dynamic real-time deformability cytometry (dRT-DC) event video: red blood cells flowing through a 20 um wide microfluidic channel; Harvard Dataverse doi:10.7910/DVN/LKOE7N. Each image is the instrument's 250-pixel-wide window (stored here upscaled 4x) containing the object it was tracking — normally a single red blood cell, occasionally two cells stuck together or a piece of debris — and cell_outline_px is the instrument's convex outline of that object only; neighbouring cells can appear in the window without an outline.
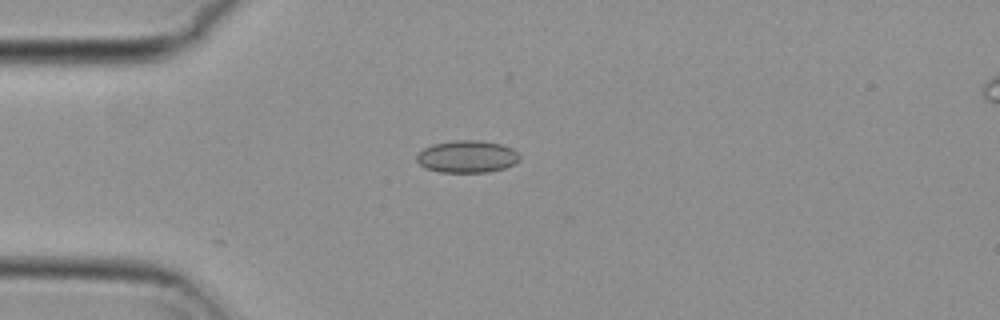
{"species": "common noctule bat (a hibernating species)", "species_latin": "Nyctalus noctula", "temperature_condition": "cold", "stored_images_in_passage": 42, "camera_frame_rate_fps": 3000, "um_per_image_px": 0.085, "animal": {"sex": "female", "body_mass_g": 29.2, "forearm_length_mm": 56.3}, "frame": {"image": 1, "passage_image": 1, "time_ms": 0.0, "image_size_px": [1000, 320], "cell_outline_px": [[520, 160], [516, 164], [504, 168], [488, 172], [440, 172], [424, 168], [416, 160], [416, 156], [424, 148], [432, 144], [456, 140], [480, 140], [500, 144], [512, 148], [520, 156]], "centroid_in_image_um": [39.71, 13.31], "position_along_channel_um": 45.3, "area_um2": 19.42}}
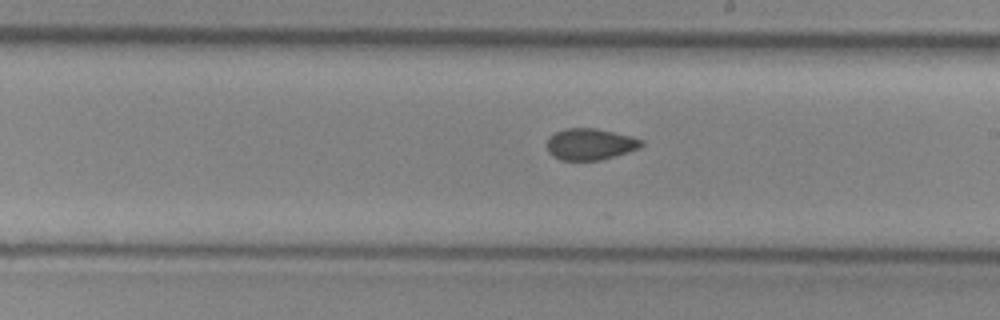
{"frame": {"image": 2, "passage_image": 18, "time_ms": 5.667, "image_size_px": [1000, 320], "cell_outline_px": [[644, 144], [640, 148], [616, 156], [600, 160], [560, 160], [552, 156], [548, 152], [548, 136], [564, 128], [596, 128], [632, 136], [644, 140]], "centroid_in_image_um": [50.18, 12.25], "position_along_channel_um": 238.8, "area_um2": 17.51}}
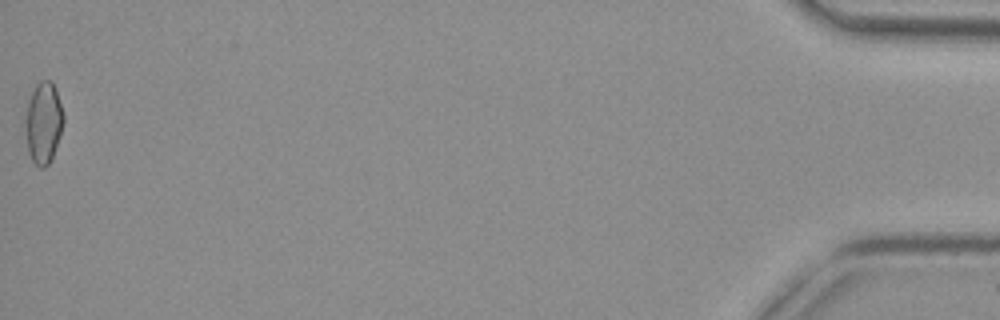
{"frame": {"image": 3, "passage_image": 42, "time_ms": 13.667, "image_size_px": [1000, 320], "cell_outline_px": [[64, 120], [52, 156], [48, 164], [44, 168], [40, 168], [32, 160], [28, 148], [24, 124], [28, 100], [36, 84], [40, 80], [52, 80], [56, 88], [64, 116]], "centroid_in_image_um": [3.68, 10.38], "position_along_channel_um": 431.5, "area_um2": 17.92}, "authors_computed_cell_mechanics": {"area_um2": 17.7446, "velocity_mm_per_s": 3.7292, "shape_relaxation_time_tau1_ms": null, "shape_relaxation_time_tau2_ms": 4.0877, "deformation_change_tau1": null, "deformation_change_tau2": 0.0706}}